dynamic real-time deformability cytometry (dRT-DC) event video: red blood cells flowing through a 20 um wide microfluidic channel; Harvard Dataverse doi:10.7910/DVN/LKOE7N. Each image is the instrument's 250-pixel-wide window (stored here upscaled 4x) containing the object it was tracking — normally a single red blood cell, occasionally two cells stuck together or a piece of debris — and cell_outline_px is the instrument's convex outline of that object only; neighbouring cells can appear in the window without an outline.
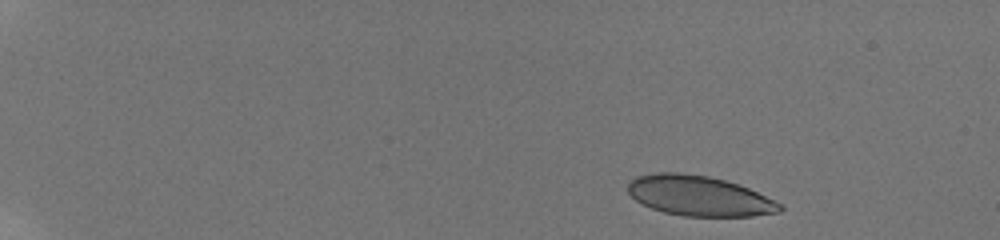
{"species": "human", "species_latin": "Homo sapiens", "temperature_condition": "room temperature", "stored_images_in_passage": 12, "camera_frame_rate_fps": 3000, "um_per_image_px": 0.085, "donor": {"sex": "male"}, "frame": {"image": 1, "passage_image": 1, "time_ms": 0.0, "image_size_px": [1000, 240], "cell_outline_px": [[784, 208], [780, 212], [752, 216], [684, 216], [664, 212], [652, 208], [636, 200], [628, 192], [628, 180], [636, 176], [656, 172], [680, 172], [708, 176], [724, 180], [748, 188], [780, 204]], "centroid_in_image_um": [59.38, 16.64], "position_along_channel_um": 25.6, "area_um2": 35.32}}
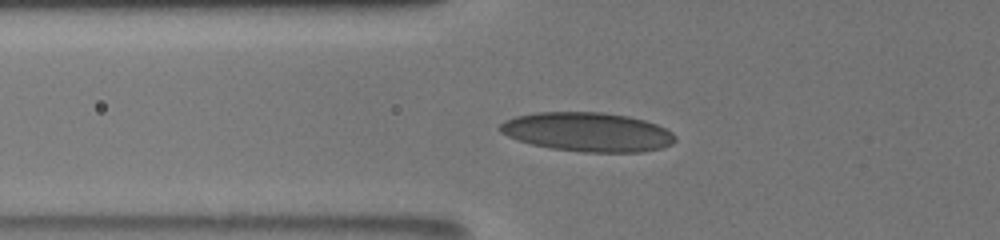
{"frame": {"image": 2, "passage_image": 9, "time_ms": 5.0, "image_size_px": [1000, 240], "cell_outline_px": [[676, 140], [672, 144], [660, 148], [644, 152], [584, 152], [552, 148], [532, 144], [508, 136], [500, 132], [500, 124], [504, 120], [516, 116], [536, 112], [600, 112], [628, 116], [644, 120], [656, 124], [672, 132], [676, 136]], "centroid_in_image_um": [49.96, 11.21], "position_along_channel_um": 75.8, "area_um2": 39.82}}
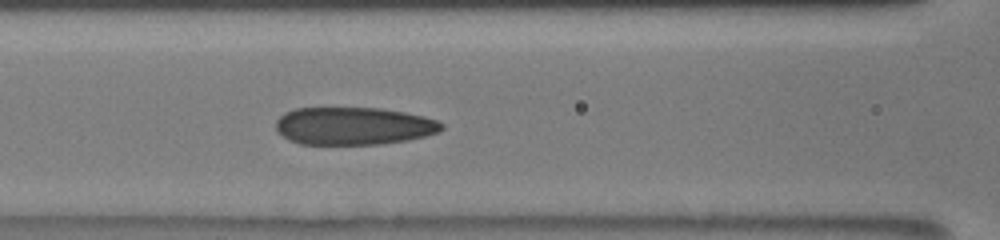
{"frame": {"image": 3, "passage_image": 12, "time_ms": 6.667, "image_size_px": [1000, 240], "cell_outline_px": [[444, 128], [440, 132], [408, 140], [384, 144], [300, 144], [288, 140], [276, 132], [276, 120], [284, 112], [296, 108], [380, 108], [404, 112], [424, 116], [436, 120], [444, 124]], "centroid_in_image_um": [30.04, 10.71], "position_along_channel_um": 136.6, "area_um2": 36.7}}